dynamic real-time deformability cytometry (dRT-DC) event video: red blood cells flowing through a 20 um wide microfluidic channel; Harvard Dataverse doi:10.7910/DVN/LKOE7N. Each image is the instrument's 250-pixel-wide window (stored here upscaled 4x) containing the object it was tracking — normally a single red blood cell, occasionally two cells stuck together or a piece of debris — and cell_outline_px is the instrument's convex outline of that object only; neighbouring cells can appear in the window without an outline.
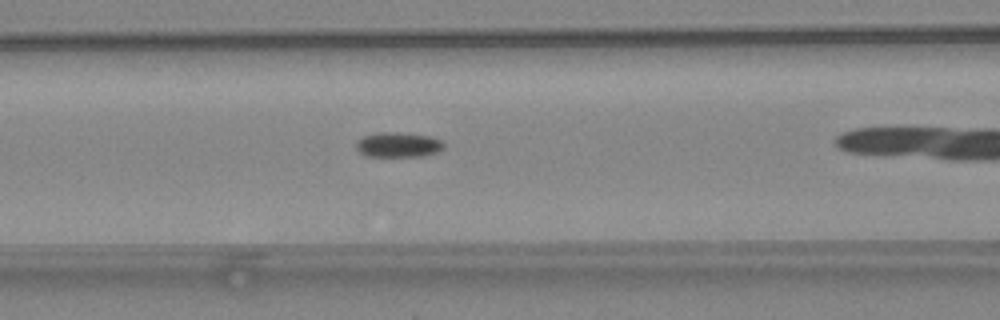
{"species": "common noctule bat (a hibernating species)", "species_latin": "Nyctalus noctula", "temperature_condition": "warm", "stored_images_in_passage": 33, "camera_frame_rate_fps": 3000, "um_per_image_px": 0.085, "animal": {"sex": "female", "body_mass_g": 24.6, "forearm_length_mm": 56.2}, "frame": {"image": 1, "passage_image": 13, "time_ms": 4.0, "image_size_px": [1000, 320], "cell_outline_px": [[444, 148], [436, 152], [424, 156], [364, 156], [356, 148], [356, 140], [364, 136], [376, 132], [396, 132], [432, 136], [444, 140]], "centroid_in_image_um": [33.86, 12.29], "position_along_channel_um": 132.7, "area_um2": 12.95}}
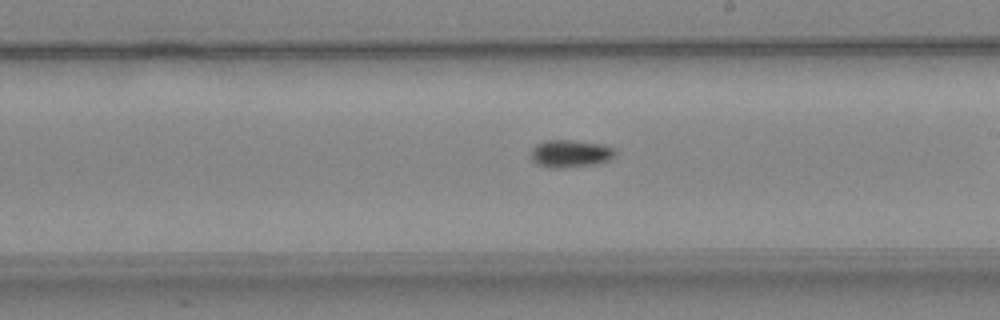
{"frame": {"image": 2, "passage_image": 21, "time_ms": 6.667, "image_size_px": [1000, 320], "cell_outline_px": [[616, 156], [608, 160], [596, 164], [560, 168], [552, 168], [536, 164], [532, 160], [532, 148], [536, 144], [544, 140], [572, 140], [604, 144], [612, 148], [616, 152]], "centroid_in_image_um": [48.48, 13.05], "position_along_channel_um": 240.5, "area_um2": 13.58}}
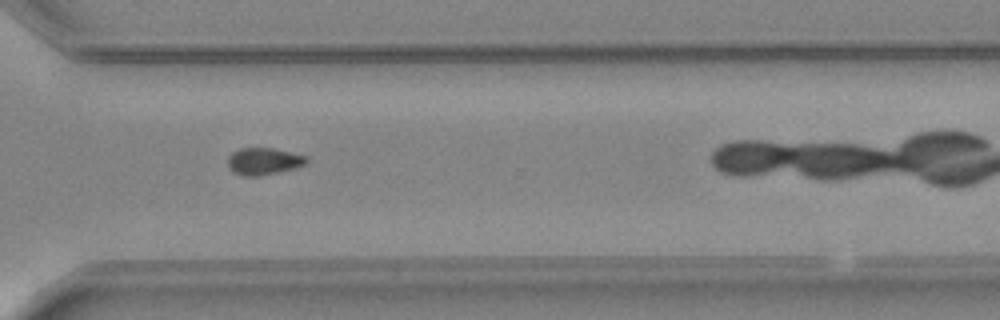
{"frame": {"image": 3, "passage_image": 29, "time_ms": 9.333, "image_size_px": [1000, 320], "cell_outline_px": [[308, 160], [304, 164], [296, 168], [256, 176], [244, 176], [232, 172], [228, 168], [228, 156], [232, 152], [240, 148], [272, 148], [308, 156]], "centroid_in_image_um": [22.38, 13.7], "position_along_channel_um": 348.2, "area_um2": 12.37}}